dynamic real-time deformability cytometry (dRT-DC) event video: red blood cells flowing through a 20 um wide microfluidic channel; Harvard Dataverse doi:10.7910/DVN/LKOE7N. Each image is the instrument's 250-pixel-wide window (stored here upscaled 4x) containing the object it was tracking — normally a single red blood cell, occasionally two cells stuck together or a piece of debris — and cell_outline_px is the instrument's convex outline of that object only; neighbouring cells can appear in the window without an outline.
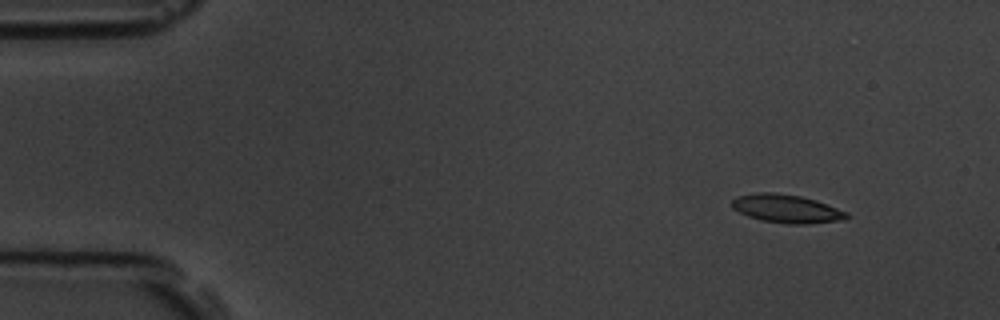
{"species": "common noctule bat (a hibernating species)", "species_latin": "Nyctalus noctula", "temperature_condition": "room temperature", "stored_images_in_passage": 5, "camera_frame_rate_fps": 3000, "um_per_image_px": 0.085, "animal": {"sex": "male", "body_mass_g": 19.5, "forearm_length_mm": 54.6}, "frame": {"image": 1, "passage_image": 1, "time_ms": 0.0, "image_size_px": [1000, 320], "cell_outline_px": [[848, 216], [844, 220], [808, 224], [788, 224], [760, 220], [748, 216], [732, 208], [732, 200], [736, 196], [756, 192], [772, 192], [800, 196], [816, 200], [848, 212]], "centroid_in_image_um": [66.85, 17.74], "position_along_channel_um": 18.1, "area_um2": 19.02}}
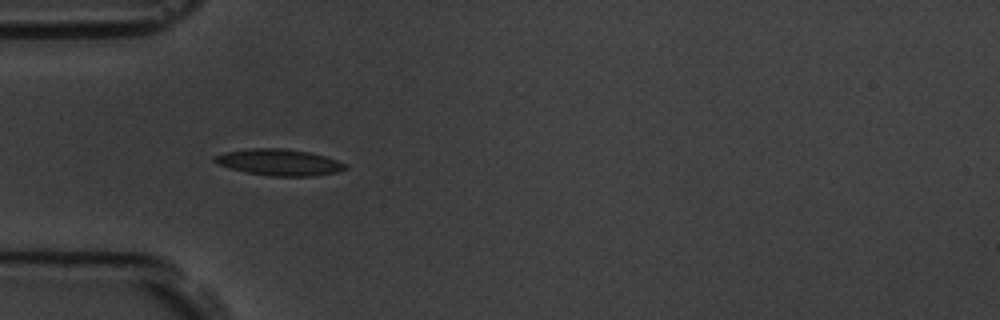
{"frame": {"image": 2, "passage_image": 4, "time_ms": 3.667, "image_size_px": [1000, 320], "cell_outline_px": [[348, 168], [336, 172], [316, 176], [272, 176], [248, 172], [216, 164], [212, 160], [212, 156], [224, 152], [252, 148], [284, 148], [312, 152], [348, 164]], "centroid_in_image_um": [23.74, 13.78], "position_along_channel_um": 61.3, "area_um2": 20.17}}
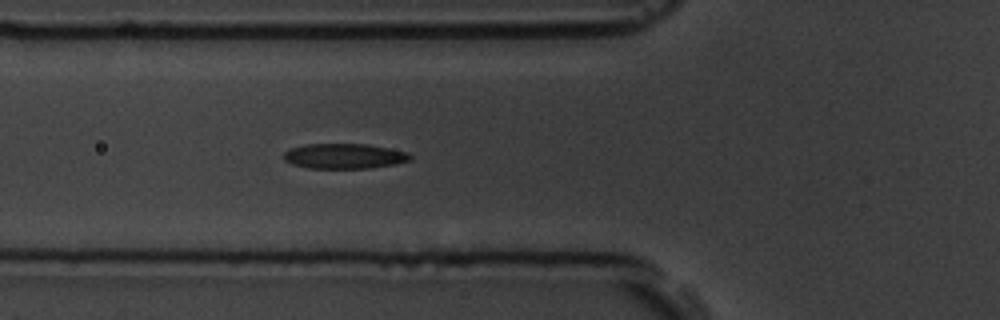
{"frame": {"image": 3, "passage_image": 5, "time_ms": 4.667, "image_size_px": [1000, 320], "cell_outline_px": [[412, 160], [396, 164], [368, 168], [308, 168], [292, 164], [284, 160], [284, 152], [288, 148], [304, 144], [368, 144], [408, 152], [412, 156]], "centroid_in_image_um": [29.26, 13.26], "position_along_channel_um": 96.5, "area_um2": 18.67}}